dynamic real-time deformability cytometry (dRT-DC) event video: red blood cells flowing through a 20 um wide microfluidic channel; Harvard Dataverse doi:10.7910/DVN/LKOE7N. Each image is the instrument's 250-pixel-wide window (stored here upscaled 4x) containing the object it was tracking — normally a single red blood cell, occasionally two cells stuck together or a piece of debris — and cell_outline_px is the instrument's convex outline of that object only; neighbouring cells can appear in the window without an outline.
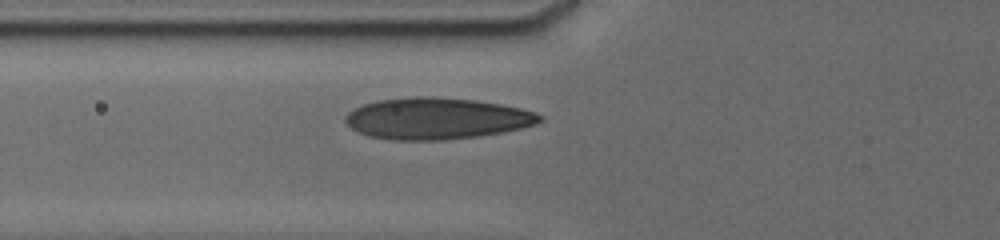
{"species": "human", "species_latin": "Homo sapiens", "temperature_condition": "cold", "stored_images_in_passage": 11, "camera_frame_rate_fps": 3000, "um_per_image_px": 0.085, "donor": {"sex": "male"}, "frame": {"image": 1, "passage_image": 8, "time_ms": 4.667, "image_size_px": [1000, 240], "cell_outline_px": [[544, 120], [536, 124], [520, 128], [500, 132], [476, 136], [440, 140], [396, 140], [368, 136], [352, 128], [344, 120], [344, 116], [352, 108], [364, 104], [380, 100], [416, 96], [432, 96], [476, 100], [500, 104], [520, 108], [544, 116]], "centroid_in_image_um": [37.09, 10.06], "position_along_channel_um": 88.7, "area_um2": 46.76}}
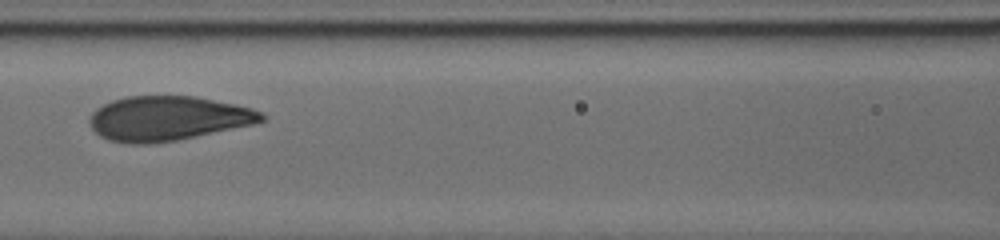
{"frame": {"image": 2, "passage_image": 10, "time_ms": 6.333, "image_size_px": [1000, 240], "cell_outline_px": [[268, 116], [264, 120], [252, 124], [176, 140], [152, 144], [128, 144], [108, 140], [100, 136], [92, 128], [88, 120], [92, 112], [96, 108], [112, 100], [128, 96], [196, 96], [252, 108]], "centroid_in_image_um": [14.22, 10.06], "position_along_channel_um": 152.4, "area_um2": 44.51}}